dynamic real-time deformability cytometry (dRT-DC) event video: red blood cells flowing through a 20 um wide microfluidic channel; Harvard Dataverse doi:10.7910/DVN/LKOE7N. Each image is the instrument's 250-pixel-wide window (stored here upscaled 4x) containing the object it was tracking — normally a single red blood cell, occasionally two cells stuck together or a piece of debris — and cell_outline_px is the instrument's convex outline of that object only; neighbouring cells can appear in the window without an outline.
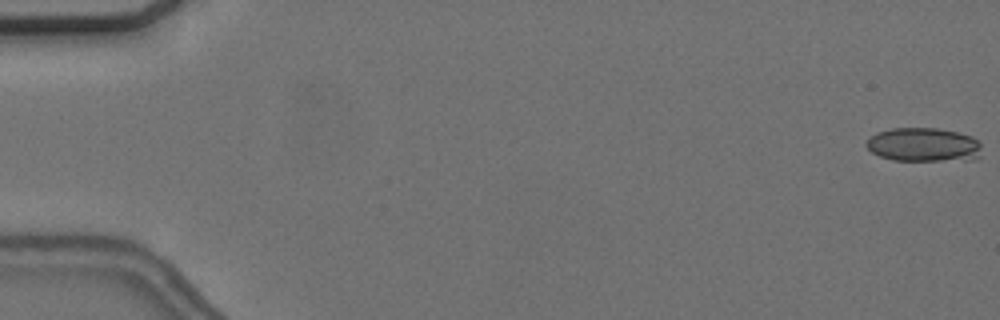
{"species": "common noctule bat (a hibernating species)", "species_latin": "Nyctalus noctula", "temperature_condition": "cold", "stored_images_in_passage": 14, "camera_frame_rate_fps": 3000, "um_per_image_px": 0.085, "animal": {"sex": "female", "body_mass_g": 24.6, "forearm_length_mm": 56.2}, "frame": {"image": 1, "passage_image": 1, "time_ms": 0.0, "image_size_px": [1000, 320], "cell_outline_px": [[980, 156], [976, 160], [892, 160], [880, 156], [872, 152], [864, 144], [876, 132], [892, 128], [936, 128], [956, 132], [972, 136], [980, 144]], "centroid_in_image_um": [78.51, 12.31], "position_along_channel_um": 6.5, "area_um2": 22.77}}